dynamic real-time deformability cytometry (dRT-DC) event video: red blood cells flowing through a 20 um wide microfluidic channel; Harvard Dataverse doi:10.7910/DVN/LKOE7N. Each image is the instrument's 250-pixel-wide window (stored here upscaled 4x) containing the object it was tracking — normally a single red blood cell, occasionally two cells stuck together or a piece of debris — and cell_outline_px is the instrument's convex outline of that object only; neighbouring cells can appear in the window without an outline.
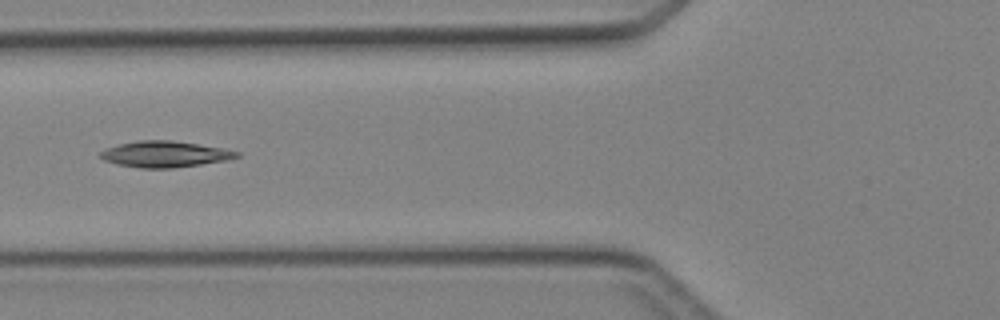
{"species": "Egyptian fruit bat (a non-hibernating species)", "species_latin": "Rousettus aegyptiacus", "temperature_condition": "cold", "stored_images_in_passage": 5, "camera_frame_rate_fps": 3000, "um_per_image_px": 0.085, "animal": {"sex": "female"}, "frame": {"image": 1, "passage_image": 5, "time_ms": 4.667, "image_size_px": [1000, 320], "cell_outline_px": [[240, 156], [228, 160], [172, 168], [140, 168], [116, 164], [104, 160], [100, 156], [100, 152], [108, 148], [120, 144], [140, 140], [172, 140], [220, 148], [240, 152]], "centroid_in_image_um": [14.01, 13.11], "position_along_channel_um": 111.8, "area_um2": 20.46}}